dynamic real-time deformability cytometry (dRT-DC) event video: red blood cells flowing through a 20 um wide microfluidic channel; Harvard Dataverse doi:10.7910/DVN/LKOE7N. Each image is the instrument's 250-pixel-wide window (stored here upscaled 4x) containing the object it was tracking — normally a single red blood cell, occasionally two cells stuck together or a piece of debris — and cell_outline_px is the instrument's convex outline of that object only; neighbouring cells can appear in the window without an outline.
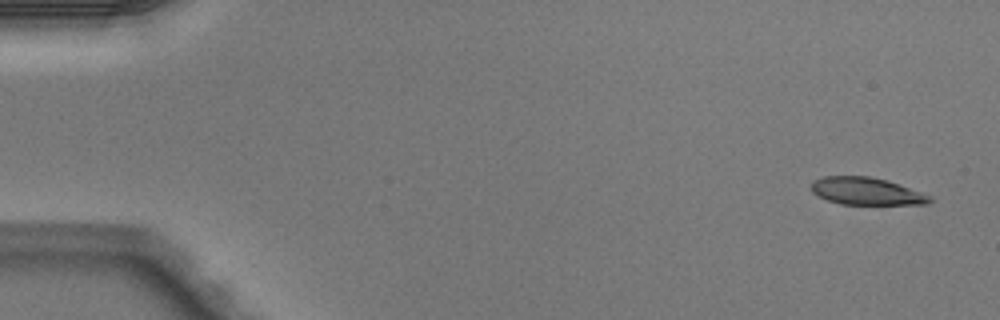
{"species": "Egyptian fruit bat (a non-hibernating species)", "species_latin": "Rousettus aegyptiacus", "temperature_condition": "warm", "stored_images_in_passage": 4, "camera_frame_rate_fps": 3000, "um_per_image_px": 0.085, "animal": {"sex": "male"}, "frame": {"image": 1, "passage_image": 1, "time_ms": 0.0, "image_size_px": [1000, 320], "cell_outline_px": [[932, 200], [928, 204], [840, 204], [828, 200], [812, 192], [812, 180], [824, 176], [872, 176], [888, 180], [932, 196]], "centroid_in_image_um": [73.65, 16.24], "position_along_channel_um": 11.3, "area_um2": 18.9}}
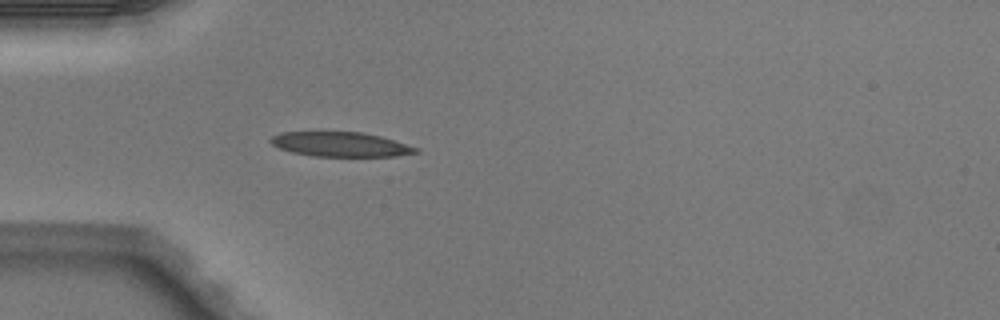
{"frame": {"image": 2, "passage_image": 4, "time_ms": 1.0, "image_size_px": [1000, 320], "cell_outline_px": [[420, 152], [396, 156], [312, 156], [292, 152], [280, 148], [272, 144], [268, 140], [272, 136], [280, 132], [360, 132], [380, 136], [420, 148]], "centroid_in_image_um": [28.95, 12.27], "position_along_channel_um": 56.1, "area_um2": 20.75}}